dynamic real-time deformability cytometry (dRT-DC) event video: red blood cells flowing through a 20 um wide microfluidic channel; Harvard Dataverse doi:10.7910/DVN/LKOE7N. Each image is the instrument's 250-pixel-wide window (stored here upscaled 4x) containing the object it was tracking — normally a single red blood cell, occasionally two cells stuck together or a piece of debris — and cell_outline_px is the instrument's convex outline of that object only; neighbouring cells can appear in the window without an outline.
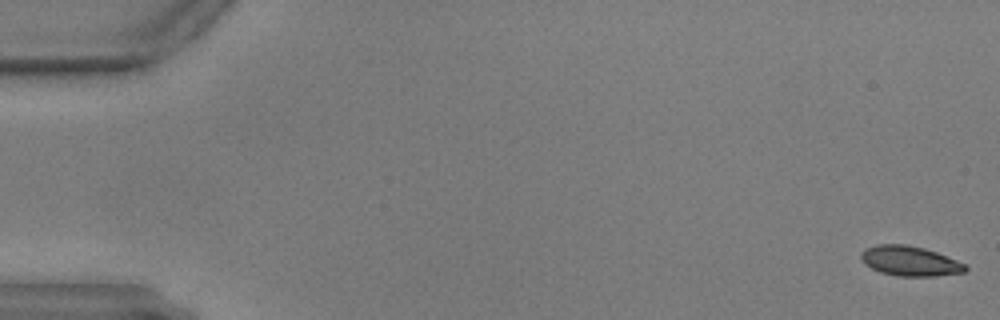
{"species": "common noctule bat (a hibernating species)", "species_latin": "Nyctalus noctula", "temperature_condition": "warm", "stored_images_in_passage": 59, "segment_of_instrument_passage": [1, 2], "camera_frame_rate_fps": 3000, "um_per_image_px": 0.085, "animal": {"sex": "male", "body_mass_g": 17.9, "forearm_length_mm": 54.2}, "frame": {"image": 1, "passage_image": 1, "time_ms": 0.0, "image_size_px": [1000, 320], "cell_outline_px": [[968, 268], [964, 272], [936, 276], [896, 276], [880, 272], [864, 264], [860, 260], [860, 252], [876, 244], [908, 244], [924, 248], [936, 252], [956, 260], [964, 264]], "centroid_in_image_um": [77.3, 22.18], "position_along_channel_um": 7.7, "area_um2": 18.21}}
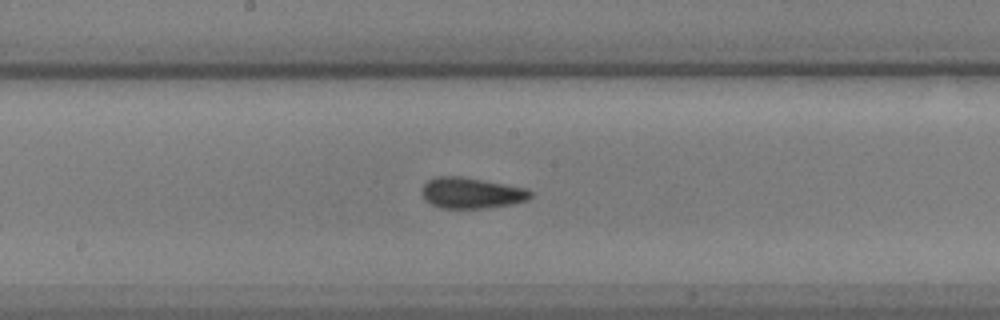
{"frame": {"image": 2, "passage_image": 31, "time_ms": 10.0, "image_size_px": [1000, 320], "cell_outline_px": [[532, 196], [528, 200], [512, 204], [488, 208], [440, 208], [424, 200], [420, 192], [420, 188], [428, 180], [436, 176], [460, 176], [504, 184], [524, 188], [532, 192]], "centroid_in_image_um": [40.02, 16.41], "position_along_channel_um": 208.2, "area_um2": 19.65}}
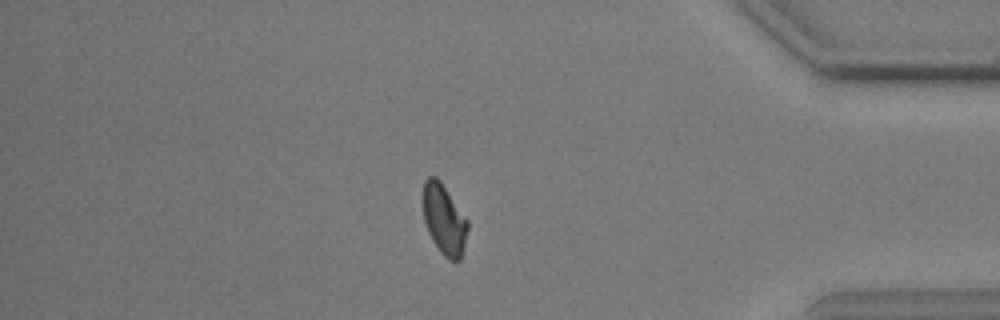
{"frame": {"image": 3, "passage_image": 50, "time_ms": 16.333, "image_size_px": [1000, 320], "cell_outline_px": [[468, 228], [460, 260], [448, 260], [440, 252], [432, 240], [428, 232], [424, 220], [424, 180], [428, 176], [436, 176], [440, 180], [468, 220]], "centroid_in_image_um": [37.75, 18.65], "position_along_channel_um": 397.4, "area_um2": 18.09}}